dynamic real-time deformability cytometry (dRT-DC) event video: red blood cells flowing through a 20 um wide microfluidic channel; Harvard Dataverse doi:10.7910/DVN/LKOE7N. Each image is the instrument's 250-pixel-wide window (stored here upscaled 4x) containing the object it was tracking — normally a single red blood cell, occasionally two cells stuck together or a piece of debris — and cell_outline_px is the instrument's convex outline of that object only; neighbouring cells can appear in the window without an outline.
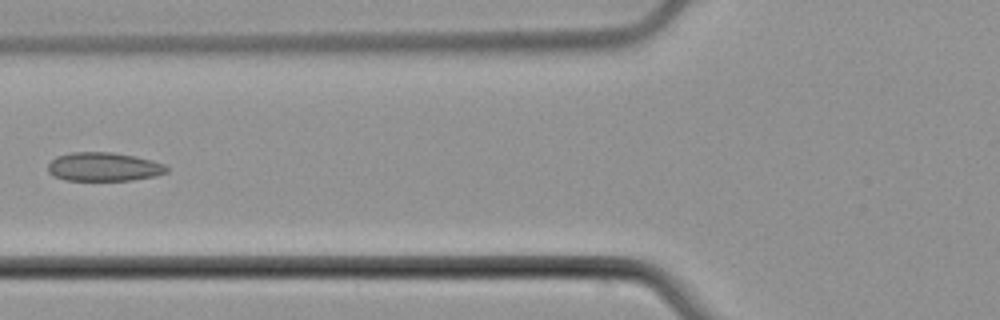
{"species": "common noctule bat (a hibernating species)", "species_latin": "Nyctalus noctula", "temperature_condition": "cold", "stored_images_in_passage": 6, "camera_frame_rate_fps": 3000, "um_per_image_px": 0.085, "animal": {"sex": "male", "body_mass_g": 21.5, "forearm_length_mm": 52.0}, "frame": {"image": 1, "passage_image": 5, "time_ms": 5.0, "image_size_px": [1000, 320], "cell_outline_px": [[168, 172], [156, 176], [132, 180], [64, 180], [52, 176], [48, 172], [48, 164], [56, 156], [72, 152], [112, 152], [136, 156], [152, 160], [164, 164], [168, 168]], "centroid_in_image_um": [8.82, 14.18], "position_along_channel_um": 117.0, "area_um2": 20.06}}
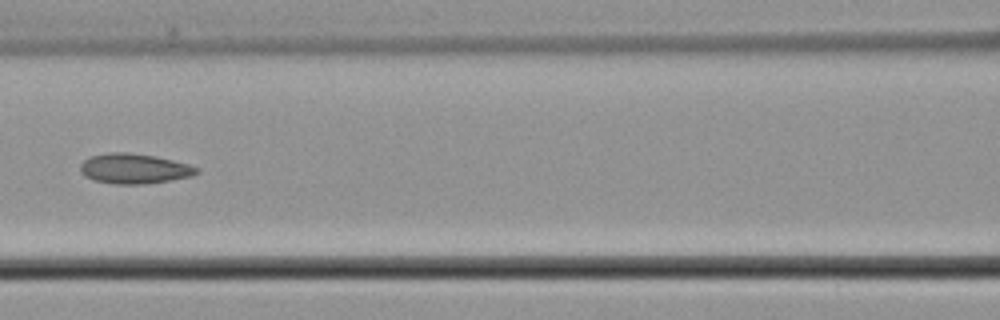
{"frame": {"image": 2, "passage_image": 6, "time_ms": 6.0, "image_size_px": [1000, 320], "cell_outline_px": [[200, 172], [192, 176], [144, 184], [116, 184], [92, 180], [84, 176], [80, 172], [80, 164], [84, 160], [92, 156], [108, 152], [128, 152], [156, 156], [188, 164], [200, 168]], "centroid_in_image_um": [11.4, 14.33], "position_along_channel_um": 155.2, "area_um2": 20.46}}